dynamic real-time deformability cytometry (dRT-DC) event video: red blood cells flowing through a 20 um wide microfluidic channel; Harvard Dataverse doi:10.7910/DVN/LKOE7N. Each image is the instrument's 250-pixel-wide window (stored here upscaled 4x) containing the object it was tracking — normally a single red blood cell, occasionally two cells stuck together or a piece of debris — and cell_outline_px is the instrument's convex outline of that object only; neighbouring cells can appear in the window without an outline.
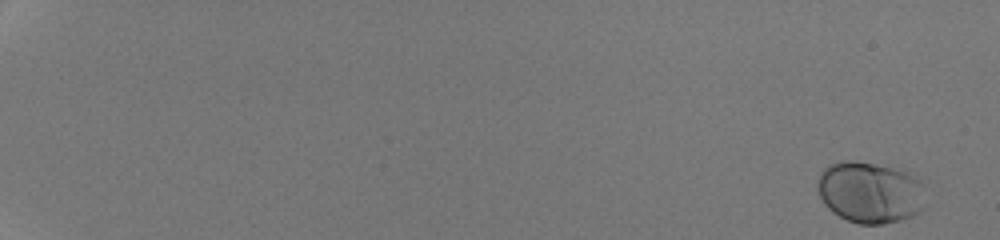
{"species": "human", "species_latin": "Homo sapiens", "temperature_condition": "room temperature", "stored_images_in_passage": 53, "camera_frame_rate_fps": 3000, "um_per_image_px": 0.085, "donor": {"sex": "male"}, "frame": {"image": 1, "passage_image": 2, "time_ms": 0.333, "image_size_px": [1000, 240], "cell_outline_px": [[924, 208], [912, 216], [900, 220], [884, 224], [860, 224], [848, 220], [832, 212], [824, 204], [816, 188], [816, 180], [820, 172], [828, 164], [840, 160], [852, 160], [904, 168], [920, 180]], "centroid_in_image_um": [73.91, 16.31], "position_along_channel_um": 11.1, "area_um2": 39.3}}
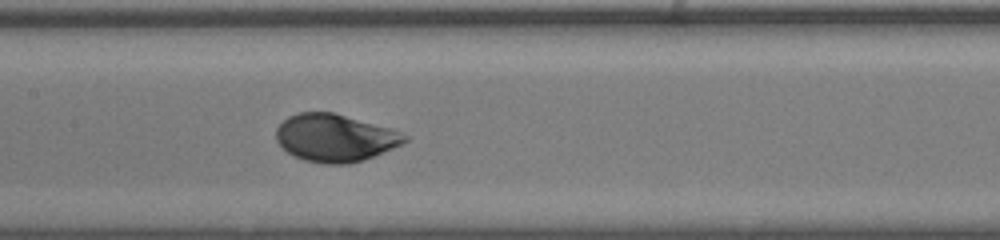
{"frame": {"image": 2, "passage_image": 31, "time_ms": 10.0, "image_size_px": [1000, 240], "cell_outline_px": [[408, 140], [392, 148], [372, 156], [348, 164], [324, 164], [304, 160], [292, 156], [276, 140], [276, 128], [288, 116], [300, 112], [332, 112], [388, 128], [400, 132], [408, 136]], "centroid_in_image_um": [28.42, 11.72], "position_along_channel_um": 179.0, "area_um2": 35.08}}
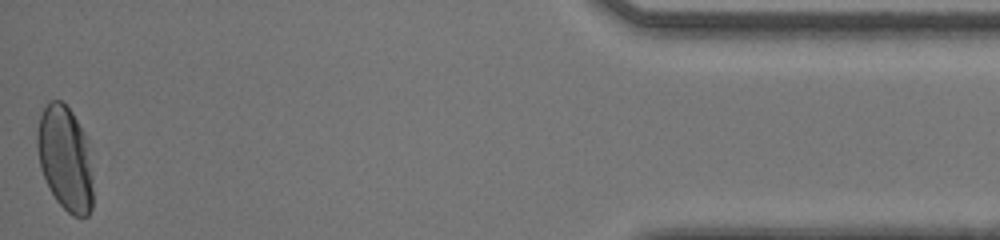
{"frame": {"image": 3, "passage_image": 53, "time_ms": 17.333, "image_size_px": [1000, 240], "cell_outline_px": [[92, 208], [88, 216], [72, 216], [56, 200], [40, 168], [36, 148], [36, 132], [40, 116], [48, 100], [60, 100], [72, 112], [84, 132], [88, 140], [92, 172]], "centroid_in_image_um": [5.54, 13.45], "position_along_channel_um": 429.7, "area_um2": 34.28}, "authors_computed_cell_mechanics": {"area_um2": 35.6626, "velocity_mm_per_s": 4.2561, "shape_relaxation_time_tau1_ms": 2.5582, "shape_relaxation_time_tau2_ms": null, "deformation_change_tau1": 0.1417, "deformation_change_tau2": null}}